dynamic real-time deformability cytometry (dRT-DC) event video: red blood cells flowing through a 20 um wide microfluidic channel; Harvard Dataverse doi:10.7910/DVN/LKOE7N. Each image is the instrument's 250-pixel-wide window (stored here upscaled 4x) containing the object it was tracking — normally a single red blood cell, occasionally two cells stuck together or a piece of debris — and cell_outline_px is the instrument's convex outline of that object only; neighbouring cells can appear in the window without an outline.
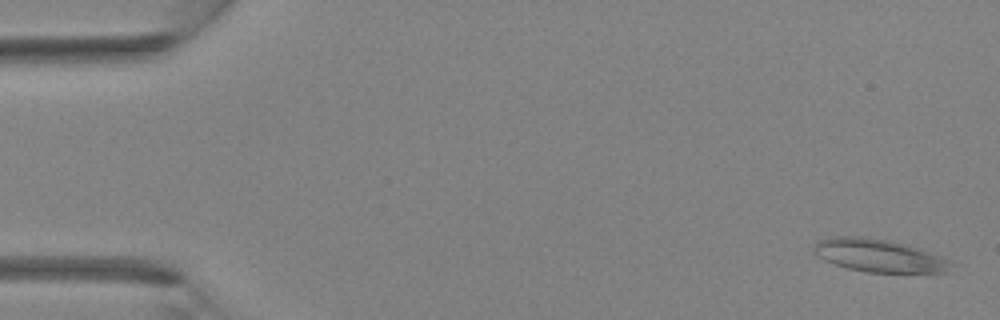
{"species": "Egyptian fruit bat (a non-hibernating species)", "species_latin": "Rousettus aegyptiacus", "temperature_condition": "room temperature", "stored_images_in_passage": 3, "camera_frame_rate_fps": 3000, "um_per_image_px": 0.085, "animal": {"sex": "female"}, "frame": {"image": 1, "passage_image": 1, "time_ms": 0.0, "image_size_px": [1000, 320], "cell_outline_px": [[956, 264], [948, 272], [868, 272], [848, 268], [824, 260], [816, 256], [816, 244], [820, 240], [832, 236], [864, 236], [888, 240], [920, 248], [948, 260]], "centroid_in_image_um": [74.74, 21.72], "position_along_channel_um": 10.3, "area_um2": 26.01}}